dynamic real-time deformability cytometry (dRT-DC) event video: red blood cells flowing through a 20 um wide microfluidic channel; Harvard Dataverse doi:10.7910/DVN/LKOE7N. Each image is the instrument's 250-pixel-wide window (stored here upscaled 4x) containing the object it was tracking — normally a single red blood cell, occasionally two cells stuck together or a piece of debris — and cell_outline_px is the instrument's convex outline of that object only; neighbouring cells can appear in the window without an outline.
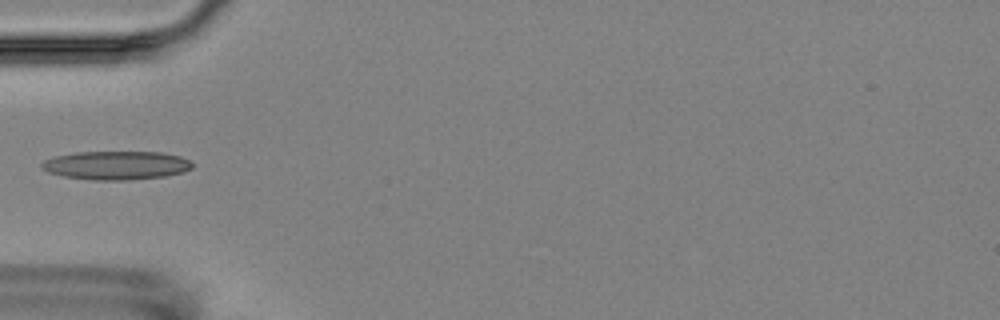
{"species": "Egyptian fruit bat (a non-hibernating species)", "species_latin": "Rousettus aegyptiacus", "temperature_condition": "room temperature", "stored_images_in_passage": 7, "camera_frame_rate_fps": 3000, "um_per_image_px": 0.085, "animal": {"sex": "female"}, "frame": {"image": 1, "passage_image": 5, "time_ms": 4.667, "image_size_px": [1000, 320], "cell_outline_px": [[192, 168], [184, 172], [164, 176], [128, 180], [92, 180], [64, 176], [48, 172], [40, 168], [40, 164], [44, 160], [56, 156], [76, 152], [160, 152], [180, 156], [188, 160], [192, 164]], "centroid_in_image_um": [9.86, 14.05], "position_along_channel_um": 75.1, "area_um2": 25.09}}
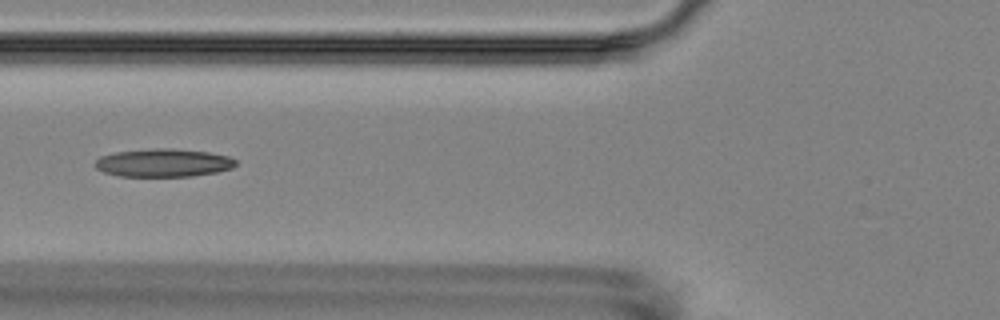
{"frame": {"image": 2, "passage_image": 6, "time_ms": 5.667, "image_size_px": [1000, 320], "cell_outline_px": [[236, 164], [232, 168], [216, 172], [192, 176], [120, 176], [104, 172], [96, 168], [96, 160], [100, 156], [116, 152], [160, 148], [172, 148], [208, 152], [228, 156], [236, 160]], "centroid_in_image_um": [13.9, 13.84], "position_along_channel_um": 111.9, "area_um2": 22.83}}